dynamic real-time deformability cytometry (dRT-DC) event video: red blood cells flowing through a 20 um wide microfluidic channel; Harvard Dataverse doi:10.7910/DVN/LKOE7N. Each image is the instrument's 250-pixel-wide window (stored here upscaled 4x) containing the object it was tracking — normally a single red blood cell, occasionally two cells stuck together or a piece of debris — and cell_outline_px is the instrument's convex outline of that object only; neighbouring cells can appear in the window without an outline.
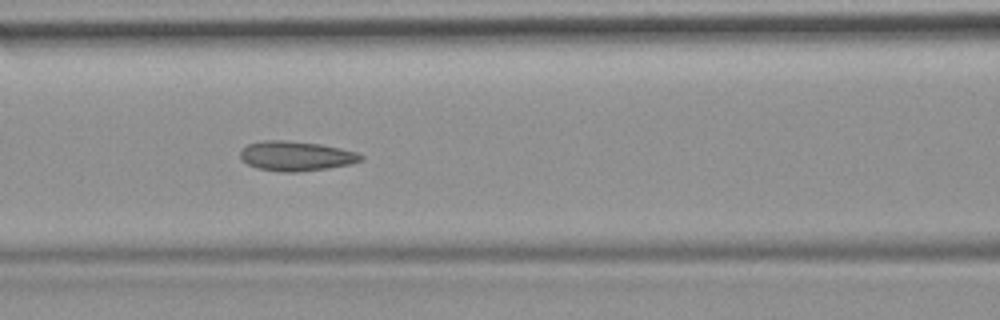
{"species": "common noctule bat (a hibernating species)", "species_latin": "Nyctalus noctula", "temperature_condition": "room temperature", "stored_images_in_passage": 36, "camera_frame_rate_fps": 3000, "um_per_image_px": 0.085, "animal": {"sex": "female", "body_mass_g": 19.9}, "frame": {"image": 1, "passage_image": 6, "time_ms": 1.667, "image_size_px": [1000, 320], "cell_outline_px": [[364, 160], [348, 164], [328, 168], [296, 172], [280, 172], [256, 168], [240, 160], [240, 152], [248, 144], [264, 140], [284, 140], [320, 144], [340, 148], [356, 152], [364, 156]], "centroid_in_image_um": [25.15, 13.26], "position_along_channel_um": 141.5, "area_um2": 20.87}}
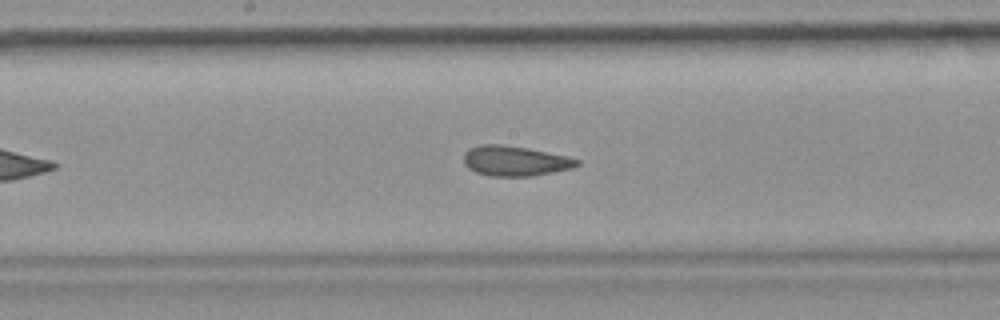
{"frame": {"image": 2, "passage_image": 11, "time_ms": 3.333, "image_size_px": [1000, 320], "cell_outline_px": [[580, 164], [572, 168], [532, 176], [492, 176], [476, 172], [468, 168], [464, 164], [464, 152], [480, 144], [500, 144], [528, 148], [568, 156], [580, 160]], "centroid_in_image_um": [43.79, 13.67], "position_along_channel_um": 204.4, "area_um2": 19.83}}